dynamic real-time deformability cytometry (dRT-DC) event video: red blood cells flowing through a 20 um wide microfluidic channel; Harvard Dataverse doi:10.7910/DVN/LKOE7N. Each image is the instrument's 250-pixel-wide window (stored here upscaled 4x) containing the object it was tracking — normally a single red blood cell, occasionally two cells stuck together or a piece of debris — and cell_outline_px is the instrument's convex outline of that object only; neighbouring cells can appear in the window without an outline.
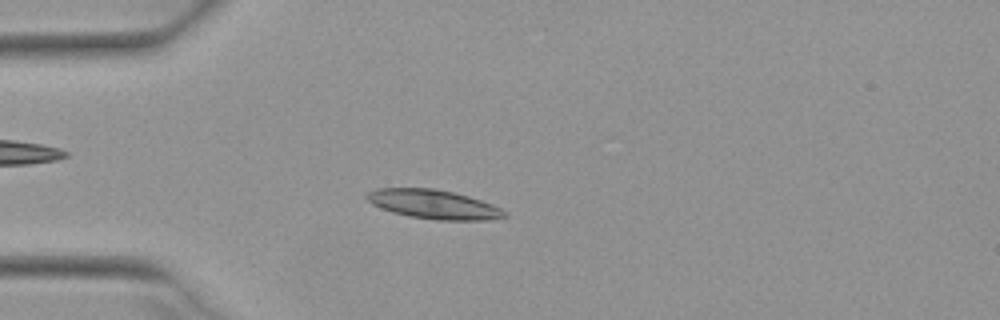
{"species": "Egyptian fruit bat (a non-hibernating species)", "species_latin": "Rousettus aegyptiacus", "temperature_condition": "warm", "stored_images_in_passage": 47, "camera_frame_rate_fps": 3000, "um_per_image_px": 0.085, "animal": {"sex": "female"}, "frame": {"image": 1, "passage_image": 9, "time_ms": 2.667, "image_size_px": [1000, 320], "cell_outline_px": [[508, 216], [488, 220], [440, 220], [408, 216], [392, 212], [380, 208], [372, 204], [364, 196], [368, 192], [376, 188], [432, 188], [452, 192], [468, 196], [492, 204], [508, 212]], "centroid_in_image_um": [36.85, 17.37], "position_along_channel_um": 48.2, "area_um2": 23.35}}
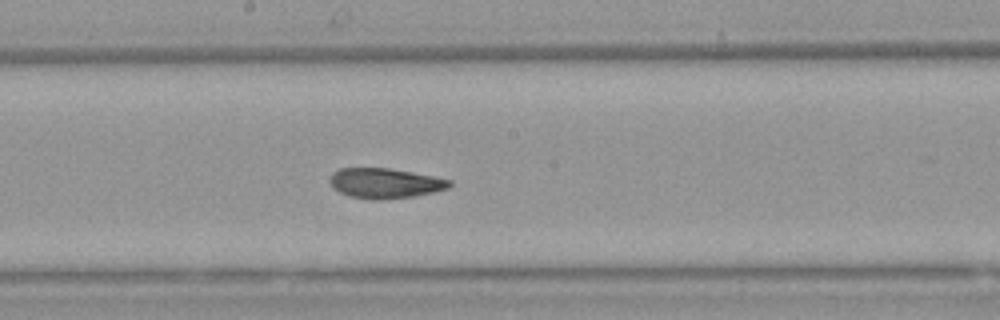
{"frame": {"image": 2, "passage_image": 23, "time_ms": 7.333, "image_size_px": [1000, 320], "cell_outline_px": [[452, 184], [448, 188], [416, 196], [380, 200], [372, 200], [352, 196], [340, 192], [328, 180], [332, 172], [340, 168], [388, 168], [432, 176], [452, 180]], "centroid_in_image_um": [32.73, 15.57], "position_along_channel_um": 215.5, "area_um2": 20.81}}
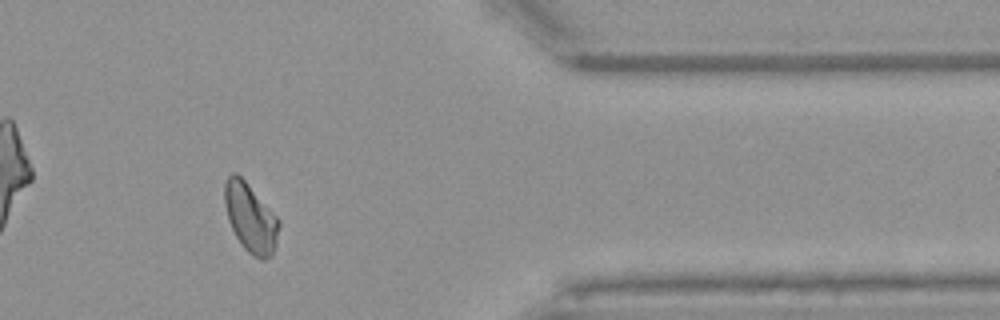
{"frame": {"image": 3, "passage_image": 38, "time_ms": 12.333, "image_size_px": [1000, 320], "cell_outline_px": [[280, 224], [276, 244], [272, 256], [264, 260], [260, 260], [252, 256], [244, 248], [236, 236], [228, 220], [224, 204], [224, 184], [228, 176], [232, 172], [236, 172], [244, 180], [280, 220]], "centroid_in_image_um": [21.29, 18.54], "position_along_channel_um": 390.1, "area_um2": 21.79}, "authors_computed_cell_mechanics": {"area_um2": 21.675, "velocity_mm_per_s": 3.9135, "shape_relaxation_time_tau1_ms": 7.4842, "shape_relaxation_time_tau2_ms": 2.8346, "deformation_change_tau1": 0.1793, "deformation_change_tau2": 0.0818}}